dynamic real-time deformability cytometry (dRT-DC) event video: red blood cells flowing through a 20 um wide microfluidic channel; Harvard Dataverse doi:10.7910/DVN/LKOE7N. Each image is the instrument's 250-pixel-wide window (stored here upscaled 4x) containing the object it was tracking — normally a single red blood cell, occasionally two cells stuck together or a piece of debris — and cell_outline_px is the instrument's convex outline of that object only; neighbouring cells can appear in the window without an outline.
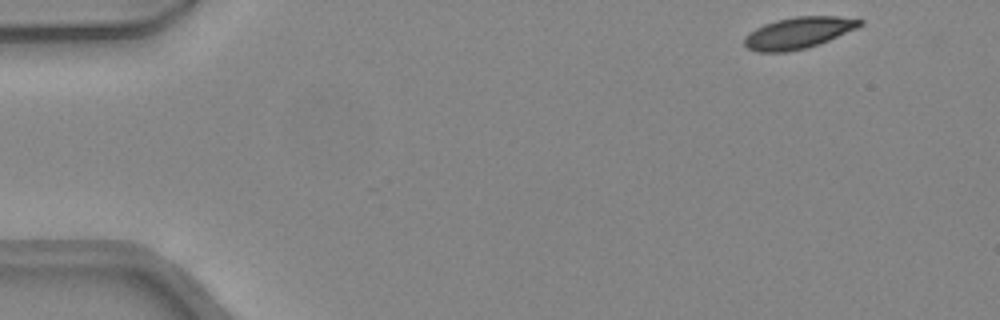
{"species": "common noctule bat (a hibernating species)", "species_latin": "Nyctalus noctula", "temperature_condition": "warm", "stored_images_in_passage": 4, "camera_frame_rate_fps": 3000, "um_per_image_px": 0.085, "animal": {"sex": "female", "body_mass_g": 24.6, "forearm_length_mm": 56.2}, "frame": {"image": 1, "passage_image": 1, "time_ms": 0.0, "image_size_px": [1000, 320], "cell_outline_px": [[864, 24], [856, 28], [820, 44], [808, 48], [784, 52], [756, 52], [748, 48], [744, 44], [744, 40], [756, 28], [764, 24], [776, 20], [796, 16], [836, 16], [864, 20]], "centroid_in_image_um": [67.89, 2.79], "position_along_channel_um": 17.1, "area_um2": 21.04}}